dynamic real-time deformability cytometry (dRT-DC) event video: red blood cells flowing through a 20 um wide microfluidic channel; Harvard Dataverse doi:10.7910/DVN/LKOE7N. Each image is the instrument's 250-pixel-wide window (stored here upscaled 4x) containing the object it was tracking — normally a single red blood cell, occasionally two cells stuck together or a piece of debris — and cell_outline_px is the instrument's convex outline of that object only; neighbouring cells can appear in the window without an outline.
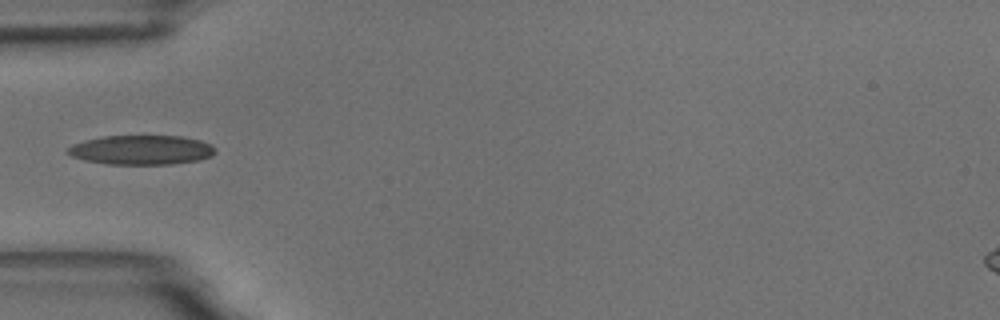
{"species": "common noctule bat (a hibernating species)", "species_latin": "Nyctalus noctula", "temperature_condition": "room temperature", "stored_images_in_passage": 15, "camera_frame_rate_fps": 3000, "um_per_image_px": 0.085, "animal": {"sex": "male", "body_mass_g": 18.8}, "frame": {"image": 1, "passage_image": 5, "time_ms": 5.667, "image_size_px": [1000, 320], "cell_outline_px": [[216, 152], [212, 156], [200, 160], [172, 164], [108, 164], [84, 160], [72, 156], [64, 152], [72, 144], [84, 140], [104, 136], [180, 136], [200, 140], [216, 148]], "centroid_in_image_um": [12.01, 12.75], "position_along_channel_um": 73.0, "area_um2": 25.37}}
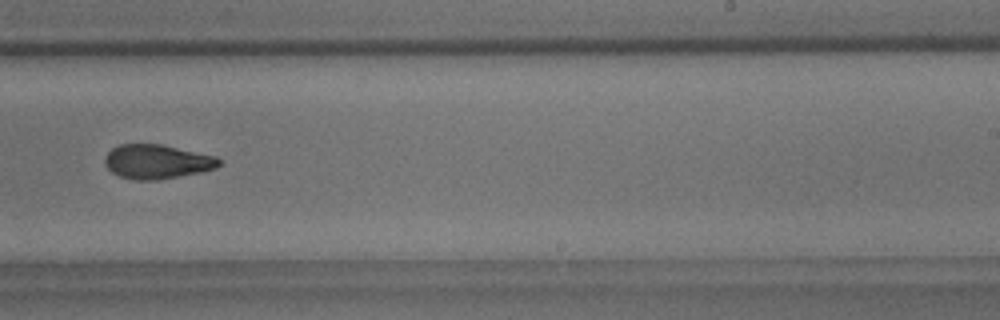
{"frame": {"image": 2, "passage_image": 10, "time_ms": 11.333, "image_size_px": [1000, 320], "cell_outline_px": [[220, 164], [216, 168], [200, 172], [160, 180], [132, 180], [120, 176], [112, 172], [104, 164], [104, 156], [112, 148], [120, 144], [160, 144], [216, 156], [220, 160]], "centroid_in_image_um": [13.31, 13.75], "position_along_channel_um": 275.7, "area_um2": 22.83}}
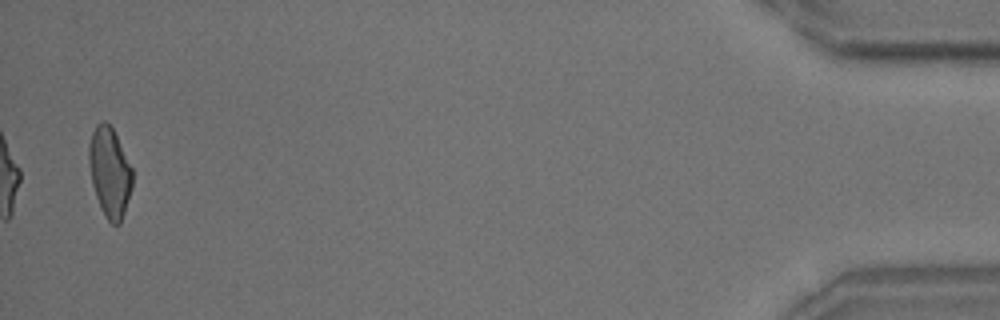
{"frame": {"image": 3, "passage_image": 15, "time_ms": 18.0, "image_size_px": [1000, 320], "cell_outline_px": [[132, 188], [120, 224], [112, 224], [104, 216], [100, 208], [92, 184], [88, 164], [88, 144], [92, 132], [96, 124], [100, 120], [104, 120], [112, 128], [132, 168]], "centroid_in_image_um": [9.29, 14.63], "position_along_channel_um": 425.9, "area_um2": 22.77}, "authors_computed_cell_mechanics": {"area_um2": 23.4668, "velocity_mm_per_s": 3.57, "shape_relaxation_time_tau1_ms": null, "shape_relaxation_time_tau2_ms": 4.4844, "deformation_change_tau1": null, "deformation_change_tau2": 0.1179}}